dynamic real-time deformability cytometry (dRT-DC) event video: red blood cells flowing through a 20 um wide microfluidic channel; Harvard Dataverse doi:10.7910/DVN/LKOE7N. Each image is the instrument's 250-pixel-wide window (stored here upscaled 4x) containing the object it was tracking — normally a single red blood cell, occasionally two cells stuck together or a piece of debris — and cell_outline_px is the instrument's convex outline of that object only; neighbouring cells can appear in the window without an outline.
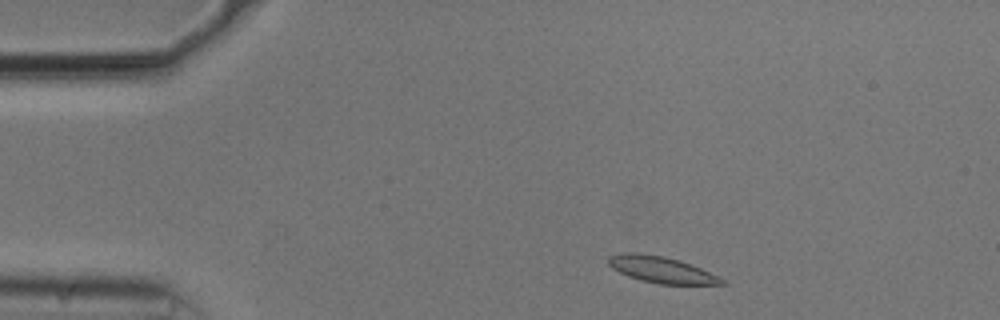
{"species": "common noctule bat (a hibernating species)", "species_latin": "Nyctalus noctula", "temperature_condition": "cold", "stored_images_in_passage": 48, "camera_frame_rate_fps": 3000, "um_per_image_px": 0.085, "animal": {"sex": "male", "body_mass_g": 20.5, "forearm_length_mm": 52.5}, "frame": {"image": 1, "passage_image": 3, "time_ms": 0.667, "image_size_px": [1000, 320], "cell_outline_px": [[728, 284], [660, 284], [640, 280], [628, 276], [612, 268], [608, 264], [608, 256], [624, 252], [636, 252], [660, 256], [680, 260], [700, 268], [724, 280]], "centroid_in_image_um": [56.16, 22.92], "position_along_channel_um": 28.8, "area_um2": 17.17}}
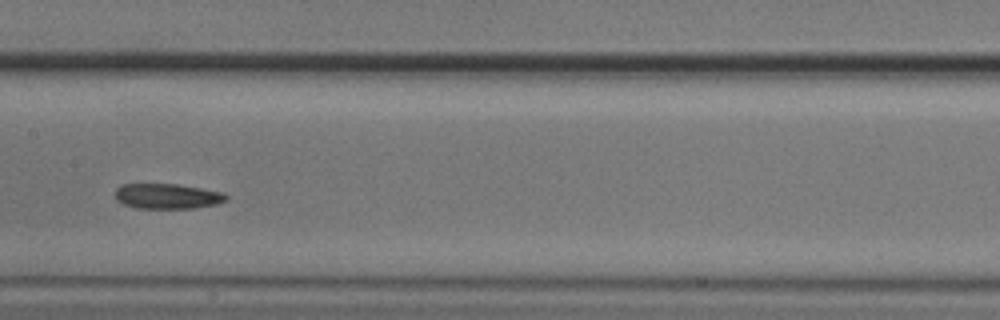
{"frame": {"image": 2, "passage_image": 21, "time_ms": 6.667, "image_size_px": [1000, 320], "cell_outline_px": [[228, 196], [224, 200], [216, 204], [192, 208], [136, 208], [124, 204], [116, 200], [116, 188], [124, 184], [176, 184], [200, 188], [220, 192]], "centroid_in_image_um": [14.17, 16.68], "position_along_channel_um": 193.2, "area_um2": 16.01}}
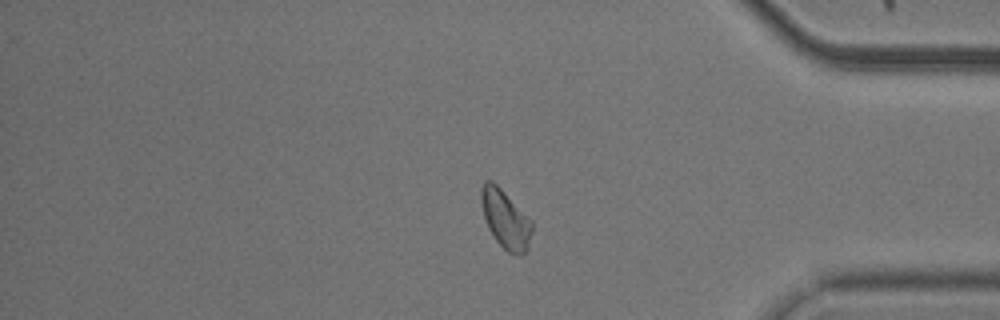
{"frame": {"image": 3, "passage_image": 39, "time_ms": 12.667, "image_size_px": [1000, 320], "cell_outline_px": [[532, 232], [528, 248], [524, 256], [520, 256], [508, 252], [496, 240], [488, 228], [484, 216], [480, 200], [480, 188], [484, 180], [492, 180], [532, 220]], "centroid_in_image_um": [42.97, 18.63], "position_along_channel_um": 392.2, "area_um2": 17.4}, "authors_computed_cell_mechanics": {"area_um2": 16.9932, "velocity_mm_per_s": 3.7057, "shape_relaxation_time_tau1_ms": 2.7439, "shape_relaxation_time_tau2_ms": null, "deformation_change_tau1": 0.0836, "deformation_change_tau2": null}}